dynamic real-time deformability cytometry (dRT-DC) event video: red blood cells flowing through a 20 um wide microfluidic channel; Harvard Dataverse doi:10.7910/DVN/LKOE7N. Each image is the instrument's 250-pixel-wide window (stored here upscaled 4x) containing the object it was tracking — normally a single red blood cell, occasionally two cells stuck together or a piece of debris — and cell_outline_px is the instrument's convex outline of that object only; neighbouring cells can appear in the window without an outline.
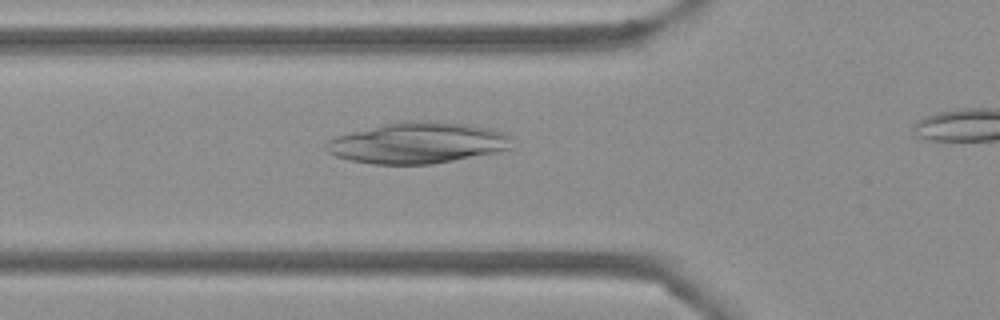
{"species": "Egyptian fruit bat (a non-hibernating species)", "species_latin": "Rousettus aegyptiacus", "temperature_condition": "cold", "stored_images_in_passage": 39, "camera_frame_rate_fps": 3000, "um_per_image_px": 0.085, "frame": {"image": 1, "passage_image": 12, "time_ms": 3.667, "image_size_px": [1000, 320], "cell_outline_px": [[512, 148], [500, 152], [432, 164], [372, 164], [352, 160], [336, 156], [328, 152], [324, 148], [324, 144], [328, 140], [336, 136], [384, 124], [404, 120], [432, 120], [468, 124], [492, 128], [504, 132], [508, 136]], "centroid_in_image_um": [35.53, 12.14], "position_along_channel_um": 90.3, "area_um2": 44.74}}
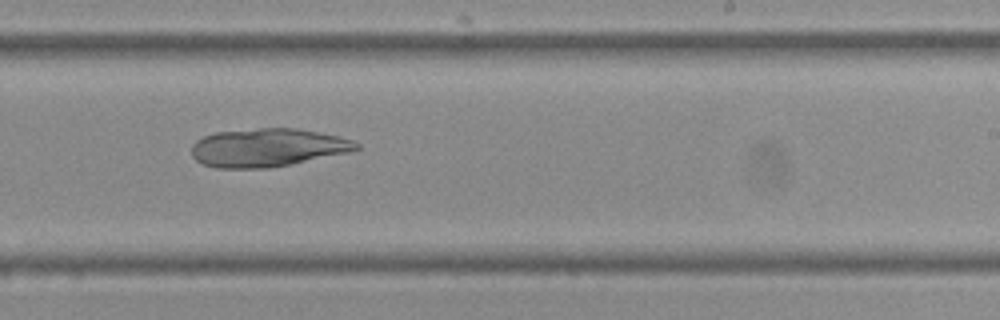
{"frame": {"image": 2, "passage_image": 26, "time_ms": 8.333, "image_size_px": [1000, 320], "cell_outline_px": [[360, 148], [352, 152], [268, 168], [216, 168], [200, 164], [192, 156], [192, 144], [196, 140], [204, 136], [216, 132], [260, 128], [300, 128], [340, 136], [352, 140], [360, 144]], "centroid_in_image_um": [22.76, 12.54], "position_along_channel_um": 266.2, "area_um2": 36.99}}
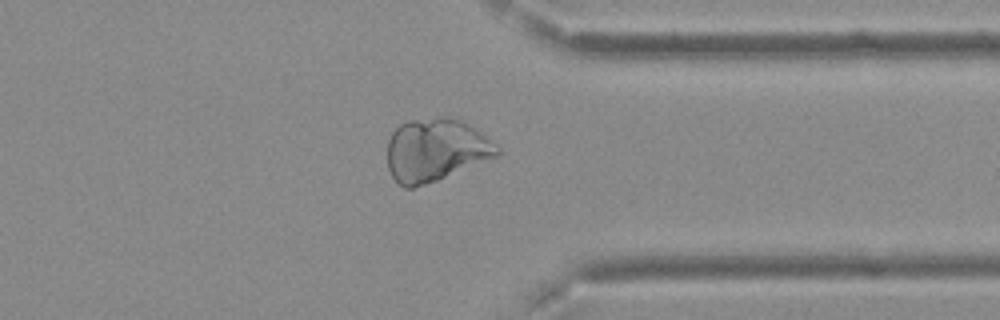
{"frame": {"image": 3, "passage_image": 35, "time_ms": 11.333, "image_size_px": [1000, 320], "cell_outline_px": [[500, 156], [436, 180], [412, 188], [404, 188], [392, 176], [388, 168], [388, 140], [392, 132], [400, 124], [408, 120], [440, 116], [444, 116], [464, 120], [480, 132], [500, 148]], "centroid_in_image_um": [37.04, 12.73], "position_along_channel_um": 374.4, "area_um2": 40.34}}